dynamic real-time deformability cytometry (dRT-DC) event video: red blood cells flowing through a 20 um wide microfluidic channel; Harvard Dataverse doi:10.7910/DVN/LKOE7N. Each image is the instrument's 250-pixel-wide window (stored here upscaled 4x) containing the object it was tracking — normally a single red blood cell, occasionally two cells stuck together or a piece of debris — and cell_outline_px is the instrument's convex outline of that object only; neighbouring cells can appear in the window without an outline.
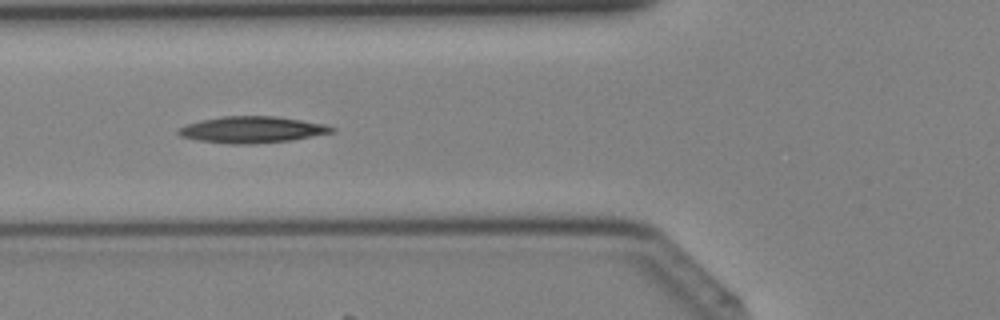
{"species": "Egyptian fruit bat (a non-hibernating species)", "species_latin": "Rousettus aegyptiacus", "temperature_condition": "cold", "stored_images_in_passage": 15, "camera_frame_rate_fps": 3000, "um_per_image_px": 0.085, "animal": {"sex": "female"}, "frame": {"image": 1, "passage_image": 5, "time_ms": 1.333, "image_size_px": [1000, 320], "cell_outline_px": [[336, 132], [292, 140], [252, 144], [228, 144], [200, 140], [180, 136], [176, 132], [176, 128], [184, 124], [200, 120], [224, 116], [276, 116], [324, 124], [336, 128]], "centroid_in_image_um": [21.4, 11.02], "position_along_channel_um": 104.4, "area_um2": 23.81}}
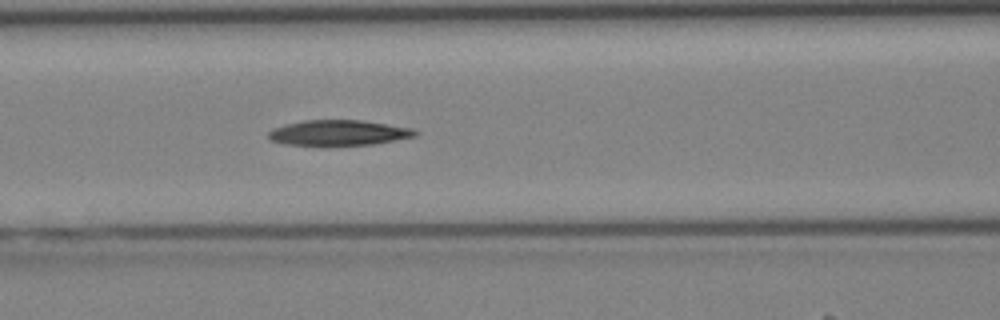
{"frame": {"image": 2, "passage_image": 7, "time_ms": 2.0, "image_size_px": [1000, 320], "cell_outline_px": [[420, 132], [416, 136], [372, 144], [288, 144], [268, 140], [268, 132], [272, 128], [284, 124], [304, 120], [360, 120], [412, 128]], "centroid_in_image_um": [28.76, 11.26], "position_along_channel_um": 137.8, "area_um2": 21.33}}
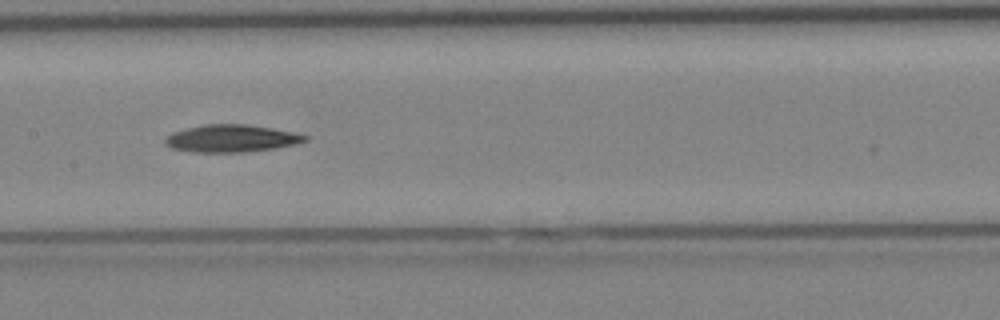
{"frame": {"image": 3, "passage_image": 10, "time_ms": 3.0, "image_size_px": [1000, 320], "cell_outline_px": [[308, 140], [300, 144], [276, 148], [244, 152], [192, 152], [172, 148], [164, 144], [164, 140], [172, 132], [204, 124], [248, 124], [272, 128], [292, 132], [308, 136]], "centroid_in_image_um": [19.69, 11.77], "position_along_channel_um": 187.7, "area_um2": 22.43}}